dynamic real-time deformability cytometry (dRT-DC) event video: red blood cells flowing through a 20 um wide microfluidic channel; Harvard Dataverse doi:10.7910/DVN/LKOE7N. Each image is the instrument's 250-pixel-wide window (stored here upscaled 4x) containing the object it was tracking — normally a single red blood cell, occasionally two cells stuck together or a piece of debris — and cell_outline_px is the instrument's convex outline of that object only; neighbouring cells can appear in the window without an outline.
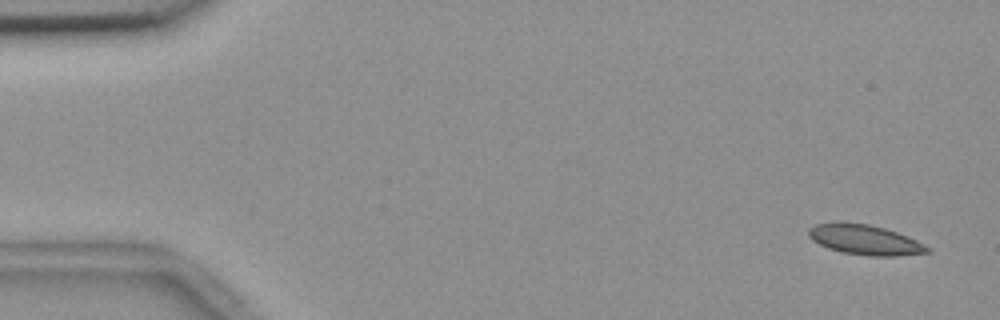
{"species": "common noctule bat (a hibernating species)", "species_latin": "Nyctalus noctula", "temperature_condition": "room temperature", "stored_images_in_passage": 5, "camera_frame_rate_fps": 3000, "um_per_image_px": 0.085, "animal": {"sex": "female", "body_mass_g": 18.4}, "frame": {"image": 1, "passage_image": 1, "time_ms": 0.0, "image_size_px": [1000, 320], "cell_outline_px": [[932, 252], [896, 256], [868, 256], [844, 252], [828, 248], [812, 240], [808, 236], [808, 228], [816, 224], [836, 220], [844, 220], [868, 224], [884, 228], [896, 232], [916, 240], [932, 248]], "centroid_in_image_um": [73.49, 20.35], "position_along_channel_um": 11.5, "area_um2": 21.15}}